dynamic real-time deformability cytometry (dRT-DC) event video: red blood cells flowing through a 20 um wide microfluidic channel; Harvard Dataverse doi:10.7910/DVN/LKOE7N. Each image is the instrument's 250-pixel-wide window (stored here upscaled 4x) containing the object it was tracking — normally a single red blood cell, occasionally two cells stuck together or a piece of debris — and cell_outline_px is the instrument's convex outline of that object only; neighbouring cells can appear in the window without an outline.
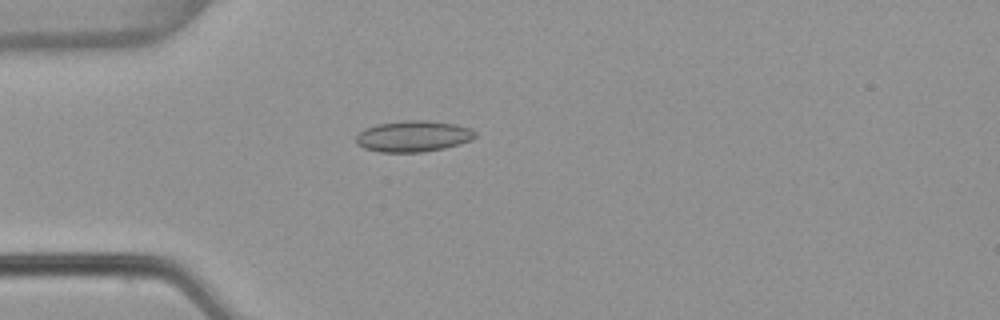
{"species": "common noctule bat (a hibernating species)", "species_latin": "Nyctalus noctula", "temperature_condition": "warm", "stored_images_in_passage": 5, "camera_frame_rate_fps": 3000, "um_per_image_px": 0.085, "animal": {"sex": "female", "body_mass_g": 22.7, "forearm_length_mm": 54.2}, "frame": {"image": 1, "passage_image": 5, "time_ms": 1.333, "image_size_px": [1000, 320], "cell_outline_px": [[476, 136], [472, 140], [460, 144], [444, 148], [420, 152], [380, 152], [364, 148], [356, 144], [356, 136], [364, 128], [376, 124], [404, 120], [428, 120], [456, 124], [472, 128], [476, 132]], "centroid_in_image_um": [35.14, 11.57], "position_along_channel_um": 49.9, "area_um2": 21.85}}